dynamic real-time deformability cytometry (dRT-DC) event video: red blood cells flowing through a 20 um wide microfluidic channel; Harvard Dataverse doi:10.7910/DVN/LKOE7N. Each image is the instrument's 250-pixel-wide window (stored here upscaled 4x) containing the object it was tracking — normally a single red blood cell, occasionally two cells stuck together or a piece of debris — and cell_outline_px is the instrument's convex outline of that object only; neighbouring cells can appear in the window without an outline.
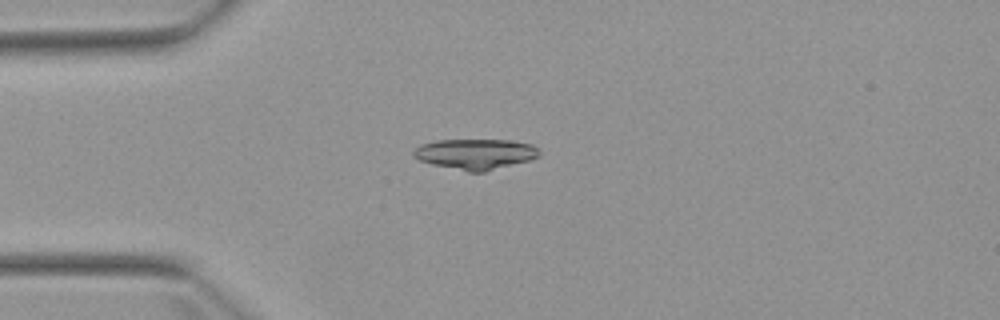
{"species": "Egyptian fruit bat (a non-hibernating species)", "species_latin": "Rousettus aegyptiacus", "temperature_condition": "warm", "stored_images_in_passage": 6, "camera_frame_rate_fps": 3000, "um_per_image_px": 0.085, "animal": {"sex": "female"}, "frame": {"image": 1, "passage_image": 4, "time_ms": 3.667, "image_size_px": [1000, 320], "cell_outline_px": [[540, 156], [528, 160], [484, 172], [468, 172], [432, 164], [420, 160], [412, 156], [412, 152], [420, 144], [436, 140], [512, 140], [532, 144], [540, 152]], "centroid_in_image_um": [40.39, 13.09], "position_along_channel_um": 44.6, "area_um2": 22.31}}
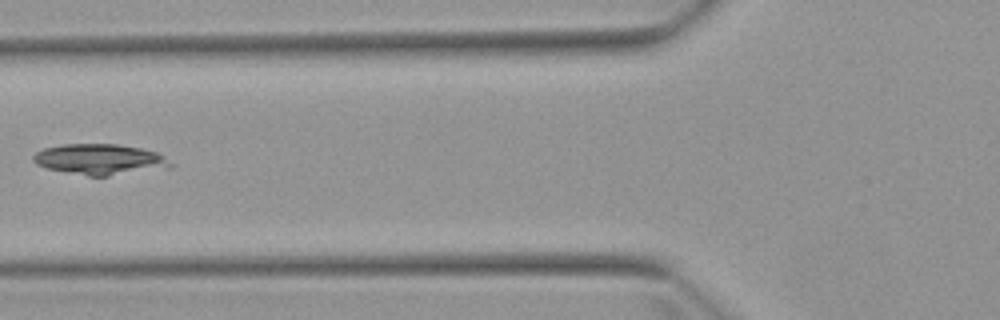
{"frame": {"image": 2, "passage_image": 6, "time_ms": 6.0, "image_size_px": [1000, 320], "cell_outline_px": [[176, 164], [172, 168], [108, 176], [88, 176], [44, 168], [36, 164], [32, 160], [32, 156], [36, 152], [44, 148], [64, 144], [116, 144], [140, 148], [156, 152], [164, 156]], "centroid_in_image_um": [8.53, 13.56], "position_along_channel_um": 117.3, "area_um2": 24.97}}